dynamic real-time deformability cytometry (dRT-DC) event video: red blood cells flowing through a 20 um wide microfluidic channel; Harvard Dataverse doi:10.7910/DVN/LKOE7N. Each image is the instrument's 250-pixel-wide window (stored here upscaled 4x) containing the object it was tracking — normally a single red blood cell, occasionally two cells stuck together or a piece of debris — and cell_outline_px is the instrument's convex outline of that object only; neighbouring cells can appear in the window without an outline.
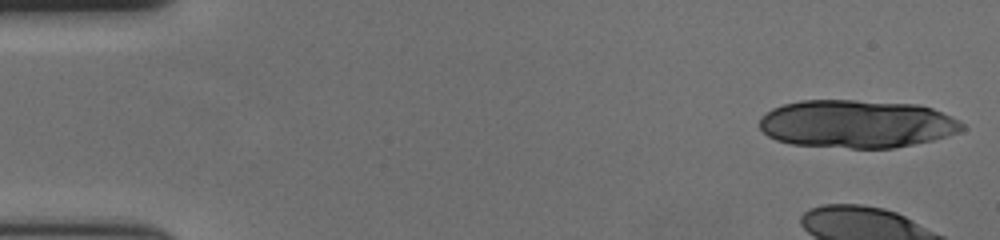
{"species": "human", "species_latin": "Homo sapiens", "temperature_condition": "cold", "stored_images_in_passage": 19, "camera_frame_rate_fps": 3000, "um_per_image_px": 0.085, "donor": {"sex": "female"}, "frame": {"image": 1, "passage_image": 1, "time_ms": 0.0, "image_size_px": [1000, 240], "cell_outline_px": [[964, 128], [960, 132], [948, 136], [932, 140], [892, 148], [848, 148], [792, 144], [776, 140], [768, 136], [760, 128], [760, 116], [772, 108], [784, 104], [800, 100], [856, 100], [920, 104], [932, 108], [952, 116], [960, 120], [964, 124]], "centroid_in_image_um": [72.84, 10.52], "position_along_channel_um": 12.2, "area_um2": 57.05}}